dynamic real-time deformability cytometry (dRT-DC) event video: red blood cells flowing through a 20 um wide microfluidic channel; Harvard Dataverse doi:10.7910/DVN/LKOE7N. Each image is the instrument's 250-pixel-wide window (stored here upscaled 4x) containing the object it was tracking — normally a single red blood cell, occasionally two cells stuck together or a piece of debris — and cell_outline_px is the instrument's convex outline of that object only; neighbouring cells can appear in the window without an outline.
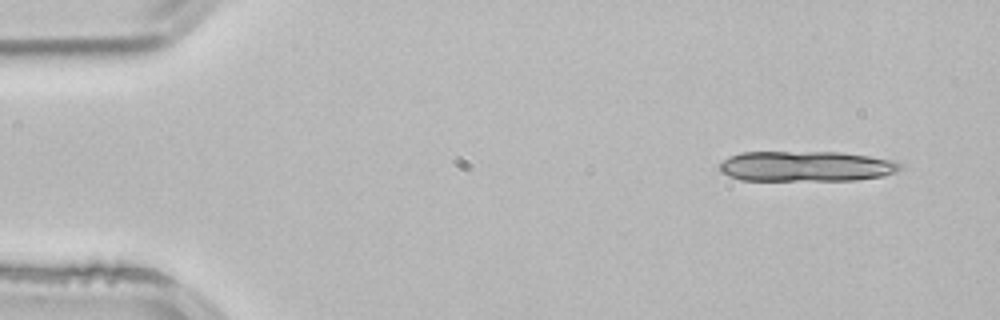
{"species": "common noctule bat (a hibernating species)", "species_latin": "Nyctalus noctula", "temperature_condition": "room temperature", "stored_images_in_passage": 4, "camera_frame_rate_fps": 3000, "um_per_image_px": 0.085, "animal": {"sex": "male", "body_mass_g": 21.5, "forearm_length_mm": 52.0}, "frame": {"image": 1, "passage_image": 1, "time_ms": 0.0, "image_size_px": [1000, 320], "cell_outline_px": [[904, 168], [896, 172], [884, 176], [856, 180], [740, 180], [728, 176], [720, 172], [720, 164], [728, 156], [740, 152], [840, 152], [896, 160]], "centroid_in_image_um": [68.53, 14.13], "position_along_channel_um": 16.5, "area_um2": 32.25}}
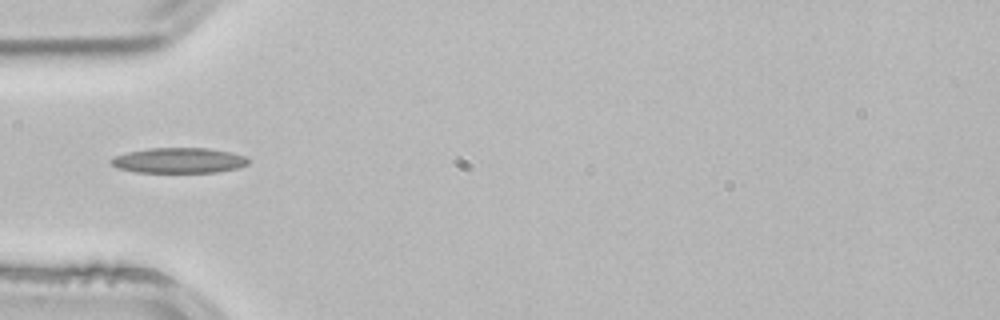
{"frame": {"image": 2, "passage_image": 4, "time_ms": 1.0, "image_size_px": [1000, 320], "cell_outline_px": [[248, 164], [236, 168], [216, 172], [136, 172], [116, 168], [108, 160], [112, 156], [128, 152], [148, 148], [208, 148], [232, 152], [244, 156], [248, 160]], "centroid_in_image_um": [15.15, 13.63], "position_along_channel_um": 69.9, "area_um2": 20.29}}